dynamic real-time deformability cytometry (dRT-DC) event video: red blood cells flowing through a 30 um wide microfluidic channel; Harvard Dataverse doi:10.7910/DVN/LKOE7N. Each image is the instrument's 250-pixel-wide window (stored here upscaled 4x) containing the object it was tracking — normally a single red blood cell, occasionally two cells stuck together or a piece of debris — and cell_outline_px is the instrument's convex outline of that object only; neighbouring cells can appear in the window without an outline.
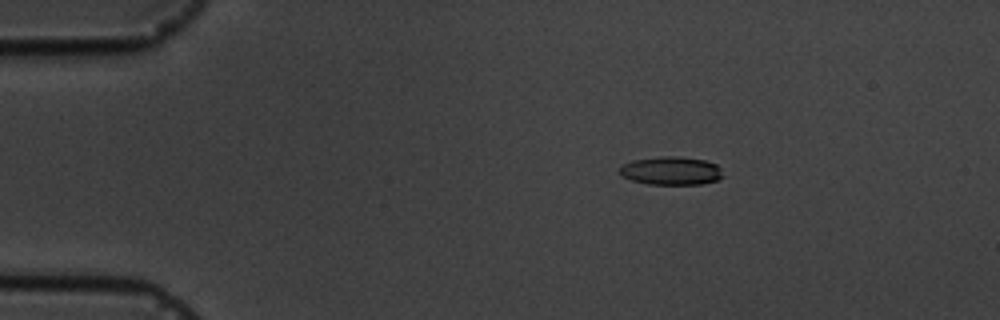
{"species": "common noctule bat (a hibernating species)", "species_latin": "Nyctalus noctula", "temperature_condition": "cold", "stored_images_in_passage": 3, "camera_frame_rate_fps": 3000, "um_per_image_px": 0.085, "animal": {"sex": "male", "body_mass_g": 19.5, "forearm_length_mm": 54.6}, "frame": {"image": 1, "passage_image": 1, "time_ms": 0.0, "image_size_px": [1000, 320], "cell_outline_px": [[724, 176], [716, 180], [700, 184], [648, 184], [632, 180], [624, 176], [620, 172], [620, 168], [624, 164], [632, 160], [664, 156], [676, 156], [704, 160], [716, 164], [720, 168]], "centroid_in_image_um": [57.07, 14.51], "position_along_channel_um": 27.9, "area_um2": 16.82}}